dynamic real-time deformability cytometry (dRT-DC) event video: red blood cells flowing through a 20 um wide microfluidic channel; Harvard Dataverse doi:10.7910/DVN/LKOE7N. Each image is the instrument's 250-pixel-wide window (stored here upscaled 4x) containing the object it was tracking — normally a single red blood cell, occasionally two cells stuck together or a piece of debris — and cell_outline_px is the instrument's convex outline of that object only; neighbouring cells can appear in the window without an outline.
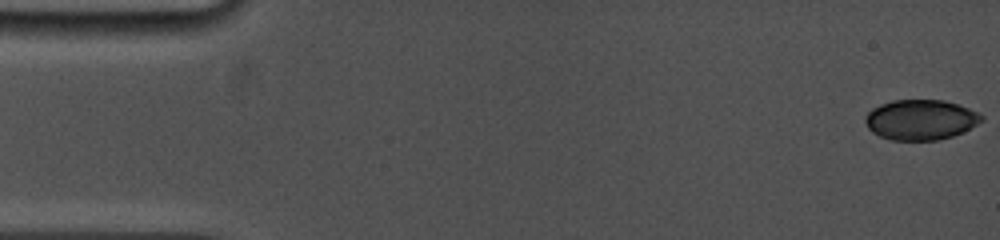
{"species": "common noctule bat (a hibernating species)", "species_latin": "Nyctalus noctula", "temperature_condition": "cold", "stored_images_in_passage": 8, "camera_frame_rate_fps": 5000, "um_per_image_px": 0.085, "animal": {"sex": "female", "body_mass_g": 19.0, "forearm_length_mm": 53.3}, "frame": {"image": 1, "passage_image": 1, "time_ms": 0.0, "image_size_px": [1000, 240], "cell_outline_px": [[984, 120], [952, 136], [936, 140], [892, 140], [880, 136], [872, 132], [868, 128], [864, 120], [868, 112], [872, 108], [880, 104], [892, 100], [944, 100], [968, 108], [984, 116]], "centroid_in_image_um": [78.22, 10.17], "position_along_channel_um": 6.8, "area_um2": 27.05}}
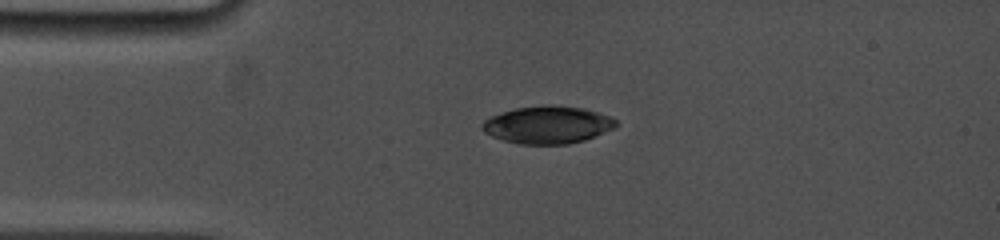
{"frame": {"image": 2, "passage_image": 6, "time_ms": 3.6, "image_size_px": [1000, 240], "cell_outline_px": [[620, 124], [616, 128], [584, 140], [568, 144], [520, 144], [504, 140], [492, 136], [484, 132], [480, 128], [480, 124], [484, 120], [492, 116], [516, 108], [548, 104], [584, 108], [612, 116]], "centroid_in_image_um": [46.59, 10.6], "position_along_channel_um": 38.4, "area_um2": 29.42}}